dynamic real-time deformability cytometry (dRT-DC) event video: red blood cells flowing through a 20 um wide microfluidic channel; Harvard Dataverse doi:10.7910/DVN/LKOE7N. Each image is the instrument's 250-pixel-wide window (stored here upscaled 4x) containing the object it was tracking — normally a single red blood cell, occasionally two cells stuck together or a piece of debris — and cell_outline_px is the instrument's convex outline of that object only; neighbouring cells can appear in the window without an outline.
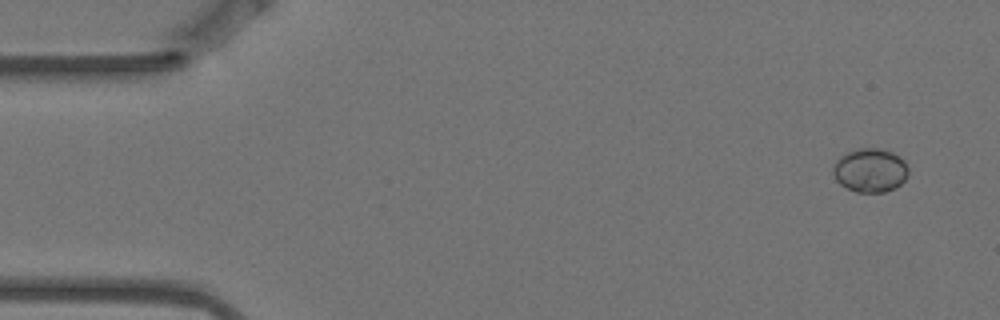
{"species": "Egyptian fruit bat (a non-hibernating species)", "species_latin": "Rousettus aegyptiacus", "temperature_condition": "warm", "stored_images_in_passage": 6, "camera_frame_rate_fps": 3000, "um_per_image_px": 0.085, "animal": {"sex": "female"}, "frame": {"image": 1, "passage_image": 1, "time_ms": 0.0, "image_size_px": [1000, 320], "cell_outline_px": [[908, 176], [896, 188], [884, 192], [856, 192], [840, 184], [836, 180], [832, 172], [832, 168], [836, 160], [840, 156], [856, 148], [884, 148], [900, 156], [904, 160], [908, 168]], "centroid_in_image_um": [73.97, 14.46], "position_along_channel_um": 11.0, "area_um2": 19.48}}
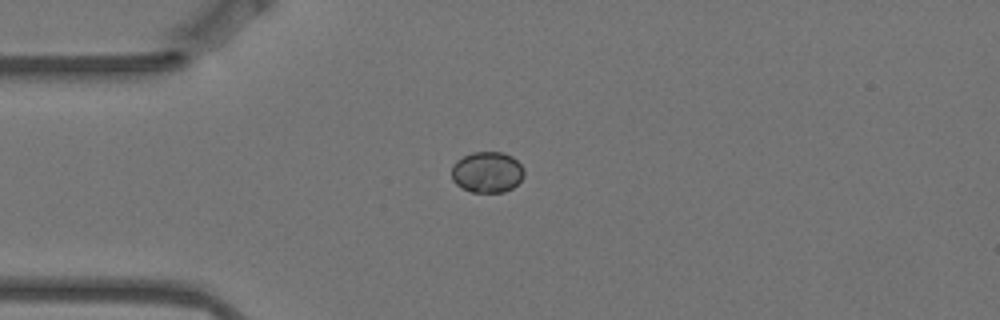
{"frame": {"image": 2, "passage_image": 4, "time_ms": 1.0, "image_size_px": [1000, 320], "cell_outline_px": [[524, 176], [512, 188], [504, 192], [472, 192], [460, 188], [452, 180], [452, 164], [456, 160], [472, 152], [504, 152], [512, 156], [524, 168]], "centroid_in_image_um": [41.39, 14.63], "position_along_channel_um": 43.6, "area_um2": 17.46}}
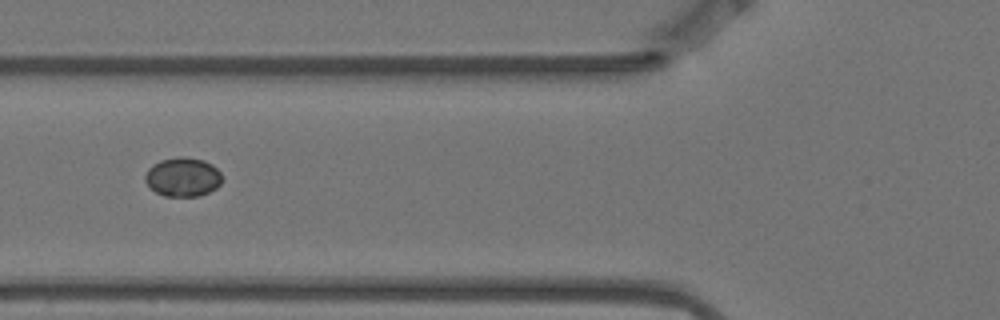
{"frame": {"image": 3, "passage_image": 6, "time_ms": 1.667, "image_size_px": [1000, 320], "cell_outline_px": [[220, 184], [216, 188], [200, 196], [164, 196], [156, 192], [144, 180], [144, 176], [148, 168], [152, 164], [160, 160], [176, 156], [184, 156], [204, 160], [212, 164], [220, 172]], "centroid_in_image_um": [15.52, 15.03], "position_along_channel_um": 110.3, "area_um2": 17.57}}